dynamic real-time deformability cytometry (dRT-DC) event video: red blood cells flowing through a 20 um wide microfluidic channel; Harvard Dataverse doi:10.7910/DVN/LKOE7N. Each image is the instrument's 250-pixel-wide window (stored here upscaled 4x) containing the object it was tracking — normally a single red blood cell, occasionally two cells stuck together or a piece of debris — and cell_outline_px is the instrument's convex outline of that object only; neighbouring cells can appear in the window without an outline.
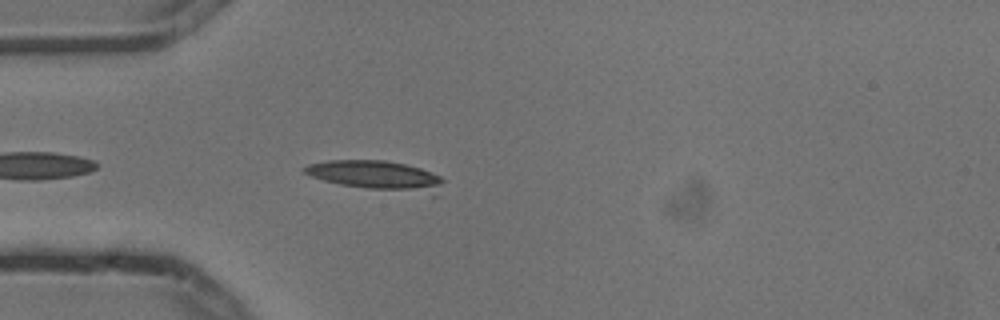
{"species": "common noctule bat (a hibernating species)", "species_latin": "Nyctalus noctula", "temperature_condition": "cold", "stored_images_in_passage": 1, "camera_frame_rate_fps": 3000, "um_per_image_px": 0.085, "animal": {"sex": "male", "body_mass_g": 13.3}, "frame": {"image": 1, "passage_image": 1, "time_ms": 0.0, "image_size_px": [1000, 320], "cell_outline_px": [[444, 180], [436, 196], [432, 196], [368, 188], [340, 184], [324, 180], [312, 176], [304, 172], [300, 168], [308, 164], [328, 160], [384, 160], [404, 164], [420, 168], [440, 176]], "centroid_in_image_um": [32.06, 14.94], "position_along_channel_um": 52.9, "area_um2": 24.04}}